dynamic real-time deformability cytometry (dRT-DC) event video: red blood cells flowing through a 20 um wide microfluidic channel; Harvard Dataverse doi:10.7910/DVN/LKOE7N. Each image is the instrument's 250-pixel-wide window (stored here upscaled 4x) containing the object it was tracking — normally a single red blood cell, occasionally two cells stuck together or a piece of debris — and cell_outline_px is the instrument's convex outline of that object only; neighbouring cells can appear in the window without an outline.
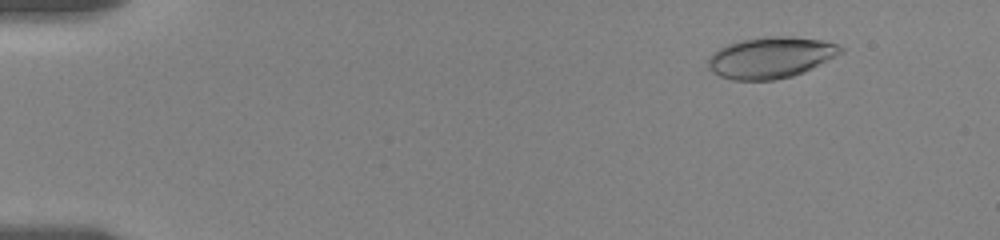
{"species": "human", "species_latin": "Homo sapiens", "temperature_condition": "room temperature", "stored_images_in_passage": 22, "camera_frame_rate_fps": 3000, "um_per_image_px": 0.085, "donor": {"sex": "female"}, "frame": {"image": 1, "passage_image": 4, "time_ms": 1.667, "image_size_px": [1000, 240], "cell_outline_px": [[844, 52], [804, 72], [792, 76], [772, 80], [732, 80], [720, 76], [712, 72], [708, 68], [708, 60], [720, 48], [728, 44], [740, 40], [768, 36], [792, 36], [820, 40], [836, 44], [844, 48]], "centroid_in_image_um": [65.53, 4.89], "position_along_channel_um": 19.5, "area_um2": 31.67}}
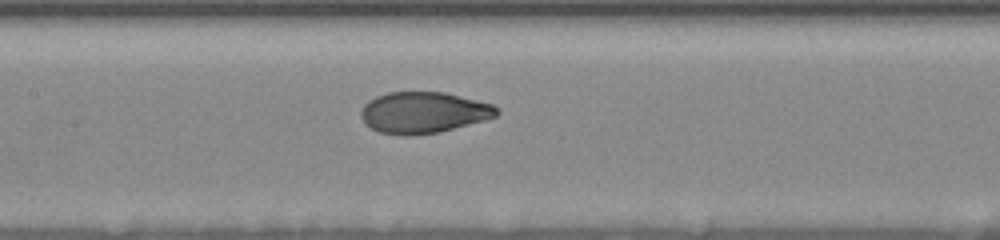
{"frame": {"image": 2, "passage_image": 16, "time_ms": 9.0, "image_size_px": [1000, 240], "cell_outline_px": [[500, 112], [496, 116], [484, 120], [440, 132], [412, 136], [404, 136], [380, 132], [364, 124], [360, 116], [360, 112], [364, 104], [368, 100], [376, 96], [388, 92], [444, 92], [492, 104]], "centroid_in_image_um": [35.95, 9.57], "position_along_channel_um": 171.4, "area_um2": 32.71}}
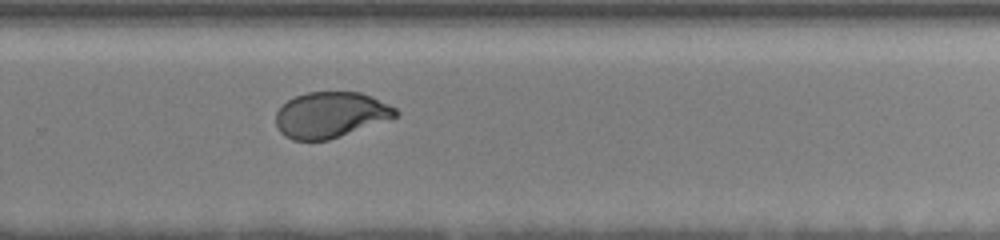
{"frame": {"image": 3, "passage_image": 22, "time_ms": 12.667, "image_size_px": [1000, 240], "cell_outline_px": [[400, 112], [396, 116], [328, 140], [292, 140], [284, 136], [280, 132], [276, 124], [276, 112], [288, 100], [296, 96], [308, 92], [360, 92], [372, 96], [396, 108]], "centroid_in_image_um": [28.07, 9.75], "position_along_channel_um": 301.7, "area_um2": 31.56}}